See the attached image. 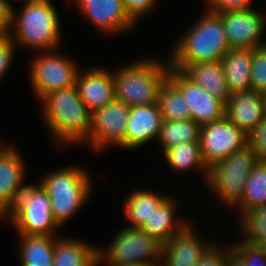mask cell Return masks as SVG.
<instances>
[{
    "mask_svg": "<svg viewBox=\"0 0 266 266\" xmlns=\"http://www.w3.org/2000/svg\"><path fill=\"white\" fill-rule=\"evenodd\" d=\"M230 48H258L266 45L261 38L266 27V18L254 9L218 13Z\"/></svg>",
    "mask_w": 266,
    "mask_h": 266,
    "instance_id": "cell-12",
    "label": "cell"
},
{
    "mask_svg": "<svg viewBox=\"0 0 266 266\" xmlns=\"http://www.w3.org/2000/svg\"><path fill=\"white\" fill-rule=\"evenodd\" d=\"M221 64L231 93L252 89L251 48H230L222 57Z\"/></svg>",
    "mask_w": 266,
    "mask_h": 266,
    "instance_id": "cell-21",
    "label": "cell"
},
{
    "mask_svg": "<svg viewBox=\"0 0 266 266\" xmlns=\"http://www.w3.org/2000/svg\"><path fill=\"white\" fill-rule=\"evenodd\" d=\"M90 180L88 171L82 166L61 168L40 180L48 193L53 219L60 228L88 201L92 188Z\"/></svg>",
    "mask_w": 266,
    "mask_h": 266,
    "instance_id": "cell-5",
    "label": "cell"
},
{
    "mask_svg": "<svg viewBox=\"0 0 266 266\" xmlns=\"http://www.w3.org/2000/svg\"><path fill=\"white\" fill-rule=\"evenodd\" d=\"M266 205V161H259L245 184L242 199L236 204L241 216L250 208Z\"/></svg>",
    "mask_w": 266,
    "mask_h": 266,
    "instance_id": "cell-29",
    "label": "cell"
},
{
    "mask_svg": "<svg viewBox=\"0 0 266 266\" xmlns=\"http://www.w3.org/2000/svg\"><path fill=\"white\" fill-rule=\"evenodd\" d=\"M98 251V265L161 263L162 243L141 228L126 226L114 237L108 248Z\"/></svg>",
    "mask_w": 266,
    "mask_h": 266,
    "instance_id": "cell-7",
    "label": "cell"
},
{
    "mask_svg": "<svg viewBox=\"0 0 266 266\" xmlns=\"http://www.w3.org/2000/svg\"><path fill=\"white\" fill-rule=\"evenodd\" d=\"M56 50L40 51L30 65L29 79L34 93L41 100L57 89L76 85L79 68L65 55ZM40 54V55H39Z\"/></svg>",
    "mask_w": 266,
    "mask_h": 266,
    "instance_id": "cell-9",
    "label": "cell"
},
{
    "mask_svg": "<svg viewBox=\"0 0 266 266\" xmlns=\"http://www.w3.org/2000/svg\"><path fill=\"white\" fill-rule=\"evenodd\" d=\"M170 198L171 196L167 197L154 209L149 221H146L141 227L144 232L155 237L162 244L166 243L173 235L178 234L188 224L177 219L176 204Z\"/></svg>",
    "mask_w": 266,
    "mask_h": 266,
    "instance_id": "cell-23",
    "label": "cell"
},
{
    "mask_svg": "<svg viewBox=\"0 0 266 266\" xmlns=\"http://www.w3.org/2000/svg\"><path fill=\"white\" fill-rule=\"evenodd\" d=\"M14 1H16V0H14ZM17 1H24V3H25V2L30 1V0H17Z\"/></svg>",
    "mask_w": 266,
    "mask_h": 266,
    "instance_id": "cell-43",
    "label": "cell"
},
{
    "mask_svg": "<svg viewBox=\"0 0 266 266\" xmlns=\"http://www.w3.org/2000/svg\"><path fill=\"white\" fill-rule=\"evenodd\" d=\"M201 125L194 120H163L158 140L162 152L172 146L186 142H199Z\"/></svg>",
    "mask_w": 266,
    "mask_h": 266,
    "instance_id": "cell-28",
    "label": "cell"
},
{
    "mask_svg": "<svg viewBox=\"0 0 266 266\" xmlns=\"http://www.w3.org/2000/svg\"><path fill=\"white\" fill-rule=\"evenodd\" d=\"M239 221L245 242L258 245L266 239V205L248 209Z\"/></svg>",
    "mask_w": 266,
    "mask_h": 266,
    "instance_id": "cell-30",
    "label": "cell"
},
{
    "mask_svg": "<svg viewBox=\"0 0 266 266\" xmlns=\"http://www.w3.org/2000/svg\"><path fill=\"white\" fill-rule=\"evenodd\" d=\"M162 155L165 156L168 166L175 172L183 173V171L199 169L200 172L204 171L205 182H207L209 169L204 163L200 142H186L172 146L165 150Z\"/></svg>",
    "mask_w": 266,
    "mask_h": 266,
    "instance_id": "cell-25",
    "label": "cell"
},
{
    "mask_svg": "<svg viewBox=\"0 0 266 266\" xmlns=\"http://www.w3.org/2000/svg\"><path fill=\"white\" fill-rule=\"evenodd\" d=\"M266 114V94L249 89L231 93L225 103V116L247 136Z\"/></svg>",
    "mask_w": 266,
    "mask_h": 266,
    "instance_id": "cell-15",
    "label": "cell"
},
{
    "mask_svg": "<svg viewBox=\"0 0 266 266\" xmlns=\"http://www.w3.org/2000/svg\"><path fill=\"white\" fill-rule=\"evenodd\" d=\"M170 67L180 70L197 86L207 90L212 96L226 103L231 96L228 89L224 69L221 61L195 62L192 64H169Z\"/></svg>",
    "mask_w": 266,
    "mask_h": 266,
    "instance_id": "cell-20",
    "label": "cell"
},
{
    "mask_svg": "<svg viewBox=\"0 0 266 266\" xmlns=\"http://www.w3.org/2000/svg\"><path fill=\"white\" fill-rule=\"evenodd\" d=\"M226 250L213 243L194 266H225Z\"/></svg>",
    "mask_w": 266,
    "mask_h": 266,
    "instance_id": "cell-35",
    "label": "cell"
},
{
    "mask_svg": "<svg viewBox=\"0 0 266 266\" xmlns=\"http://www.w3.org/2000/svg\"><path fill=\"white\" fill-rule=\"evenodd\" d=\"M167 196L158 195L150 191L135 190L129 194L125 200L124 212L129 227L141 228L146 221H149L151 215Z\"/></svg>",
    "mask_w": 266,
    "mask_h": 266,
    "instance_id": "cell-26",
    "label": "cell"
},
{
    "mask_svg": "<svg viewBox=\"0 0 266 266\" xmlns=\"http://www.w3.org/2000/svg\"><path fill=\"white\" fill-rule=\"evenodd\" d=\"M16 45L7 34H0V78L11 67Z\"/></svg>",
    "mask_w": 266,
    "mask_h": 266,
    "instance_id": "cell-34",
    "label": "cell"
},
{
    "mask_svg": "<svg viewBox=\"0 0 266 266\" xmlns=\"http://www.w3.org/2000/svg\"><path fill=\"white\" fill-rule=\"evenodd\" d=\"M199 142L204 163L209 169L245 147L248 136L224 116L220 120L202 125Z\"/></svg>",
    "mask_w": 266,
    "mask_h": 266,
    "instance_id": "cell-10",
    "label": "cell"
},
{
    "mask_svg": "<svg viewBox=\"0 0 266 266\" xmlns=\"http://www.w3.org/2000/svg\"><path fill=\"white\" fill-rule=\"evenodd\" d=\"M187 224L178 234L162 244L160 266H194L214 242H203ZM165 261V262H164Z\"/></svg>",
    "mask_w": 266,
    "mask_h": 266,
    "instance_id": "cell-16",
    "label": "cell"
},
{
    "mask_svg": "<svg viewBox=\"0 0 266 266\" xmlns=\"http://www.w3.org/2000/svg\"><path fill=\"white\" fill-rule=\"evenodd\" d=\"M91 25L106 33H124L136 22L129 16L123 0H73Z\"/></svg>",
    "mask_w": 266,
    "mask_h": 266,
    "instance_id": "cell-14",
    "label": "cell"
},
{
    "mask_svg": "<svg viewBox=\"0 0 266 266\" xmlns=\"http://www.w3.org/2000/svg\"><path fill=\"white\" fill-rule=\"evenodd\" d=\"M168 78L181 90L192 120L202 126L225 116V103L197 86L180 70L170 67Z\"/></svg>",
    "mask_w": 266,
    "mask_h": 266,
    "instance_id": "cell-13",
    "label": "cell"
},
{
    "mask_svg": "<svg viewBox=\"0 0 266 266\" xmlns=\"http://www.w3.org/2000/svg\"><path fill=\"white\" fill-rule=\"evenodd\" d=\"M207 9L222 13L225 11L246 10L251 8L252 0H206Z\"/></svg>",
    "mask_w": 266,
    "mask_h": 266,
    "instance_id": "cell-36",
    "label": "cell"
},
{
    "mask_svg": "<svg viewBox=\"0 0 266 266\" xmlns=\"http://www.w3.org/2000/svg\"><path fill=\"white\" fill-rule=\"evenodd\" d=\"M161 263L154 264H127V265H117V266H160Z\"/></svg>",
    "mask_w": 266,
    "mask_h": 266,
    "instance_id": "cell-40",
    "label": "cell"
},
{
    "mask_svg": "<svg viewBox=\"0 0 266 266\" xmlns=\"http://www.w3.org/2000/svg\"><path fill=\"white\" fill-rule=\"evenodd\" d=\"M129 16L138 22L139 18L146 15L157 3V0H123Z\"/></svg>",
    "mask_w": 266,
    "mask_h": 266,
    "instance_id": "cell-37",
    "label": "cell"
},
{
    "mask_svg": "<svg viewBox=\"0 0 266 266\" xmlns=\"http://www.w3.org/2000/svg\"><path fill=\"white\" fill-rule=\"evenodd\" d=\"M176 43L169 64L221 61L230 49L221 16L207 9Z\"/></svg>",
    "mask_w": 266,
    "mask_h": 266,
    "instance_id": "cell-3",
    "label": "cell"
},
{
    "mask_svg": "<svg viewBox=\"0 0 266 266\" xmlns=\"http://www.w3.org/2000/svg\"><path fill=\"white\" fill-rule=\"evenodd\" d=\"M5 217L10 218L18 234L55 236L59 227L52 216L48 193L40 183L26 185Z\"/></svg>",
    "mask_w": 266,
    "mask_h": 266,
    "instance_id": "cell-8",
    "label": "cell"
},
{
    "mask_svg": "<svg viewBox=\"0 0 266 266\" xmlns=\"http://www.w3.org/2000/svg\"><path fill=\"white\" fill-rule=\"evenodd\" d=\"M76 86L80 98L91 113L105 107L115 99L113 72L103 67L79 70Z\"/></svg>",
    "mask_w": 266,
    "mask_h": 266,
    "instance_id": "cell-18",
    "label": "cell"
},
{
    "mask_svg": "<svg viewBox=\"0 0 266 266\" xmlns=\"http://www.w3.org/2000/svg\"><path fill=\"white\" fill-rule=\"evenodd\" d=\"M228 246L226 250L225 266H244L243 261L231 250L230 245Z\"/></svg>",
    "mask_w": 266,
    "mask_h": 266,
    "instance_id": "cell-39",
    "label": "cell"
},
{
    "mask_svg": "<svg viewBox=\"0 0 266 266\" xmlns=\"http://www.w3.org/2000/svg\"><path fill=\"white\" fill-rule=\"evenodd\" d=\"M3 143V144H2ZM8 146V144L6 145V143L4 144V142L0 141V154L1 152Z\"/></svg>",
    "mask_w": 266,
    "mask_h": 266,
    "instance_id": "cell-42",
    "label": "cell"
},
{
    "mask_svg": "<svg viewBox=\"0 0 266 266\" xmlns=\"http://www.w3.org/2000/svg\"><path fill=\"white\" fill-rule=\"evenodd\" d=\"M252 89L266 94V45L252 49Z\"/></svg>",
    "mask_w": 266,
    "mask_h": 266,
    "instance_id": "cell-31",
    "label": "cell"
},
{
    "mask_svg": "<svg viewBox=\"0 0 266 266\" xmlns=\"http://www.w3.org/2000/svg\"><path fill=\"white\" fill-rule=\"evenodd\" d=\"M243 241V242H242ZM231 244V250L243 261L244 266H266V253L257 245L244 240Z\"/></svg>",
    "mask_w": 266,
    "mask_h": 266,
    "instance_id": "cell-32",
    "label": "cell"
},
{
    "mask_svg": "<svg viewBox=\"0 0 266 266\" xmlns=\"http://www.w3.org/2000/svg\"><path fill=\"white\" fill-rule=\"evenodd\" d=\"M60 28L58 11L51 0H30L23 4L19 13L16 14L14 8L13 31L7 35L15 45L38 52L51 51L59 47Z\"/></svg>",
    "mask_w": 266,
    "mask_h": 266,
    "instance_id": "cell-2",
    "label": "cell"
},
{
    "mask_svg": "<svg viewBox=\"0 0 266 266\" xmlns=\"http://www.w3.org/2000/svg\"><path fill=\"white\" fill-rule=\"evenodd\" d=\"M77 239L55 240L53 266H98V246Z\"/></svg>",
    "mask_w": 266,
    "mask_h": 266,
    "instance_id": "cell-22",
    "label": "cell"
},
{
    "mask_svg": "<svg viewBox=\"0 0 266 266\" xmlns=\"http://www.w3.org/2000/svg\"><path fill=\"white\" fill-rule=\"evenodd\" d=\"M18 150L10 145L0 154V217H5L17 203L26 185L24 162Z\"/></svg>",
    "mask_w": 266,
    "mask_h": 266,
    "instance_id": "cell-17",
    "label": "cell"
},
{
    "mask_svg": "<svg viewBox=\"0 0 266 266\" xmlns=\"http://www.w3.org/2000/svg\"><path fill=\"white\" fill-rule=\"evenodd\" d=\"M258 162L253 148L247 144L209 168L207 186L228 208L234 207L242 199L250 171Z\"/></svg>",
    "mask_w": 266,
    "mask_h": 266,
    "instance_id": "cell-6",
    "label": "cell"
},
{
    "mask_svg": "<svg viewBox=\"0 0 266 266\" xmlns=\"http://www.w3.org/2000/svg\"><path fill=\"white\" fill-rule=\"evenodd\" d=\"M158 104L163 120H190L191 113L181 90L167 77L159 89Z\"/></svg>",
    "mask_w": 266,
    "mask_h": 266,
    "instance_id": "cell-27",
    "label": "cell"
},
{
    "mask_svg": "<svg viewBox=\"0 0 266 266\" xmlns=\"http://www.w3.org/2000/svg\"><path fill=\"white\" fill-rule=\"evenodd\" d=\"M263 252L266 253V239L261 241L258 245H257Z\"/></svg>",
    "mask_w": 266,
    "mask_h": 266,
    "instance_id": "cell-41",
    "label": "cell"
},
{
    "mask_svg": "<svg viewBox=\"0 0 266 266\" xmlns=\"http://www.w3.org/2000/svg\"><path fill=\"white\" fill-rule=\"evenodd\" d=\"M41 102L45 125L56 143L87 142L92 113L80 98L76 85L50 92Z\"/></svg>",
    "mask_w": 266,
    "mask_h": 266,
    "instance_id": "cell-1",
    "label": "cell"
},
{
    "mask_svg": "<svg viewBox=\"0 0 266 266\" xmlns=\"http://www.w3.org/2000/svg\"><path fill=\"white\" fill-rule=\"evenodd\" d=\"M169 70V61L161 63L153 57L120 67L113 72L115 99L130 107L158 103L159 89Z\"/></svg>",
    "mask_w": 266,
    "mask_h": 266,
    "instance_id": "cell-4",
    "label": "cell"
},
{
    "mask_svg": "<svg viewBox=\"0 0 266 266\" xmlns=\"http://www.w3.org/2000/svg\"><path fill=\"white\" fill-rule=\"evenodd\" d=\"M248 144L253 148L259 161H266V114L248 135Z\"/></svg>",
    "mask_w": 266,
    "mask_h": 266,
    "instance_id": "cell-33",
    "label": "cell"
},
{
    "mask_svg": "<svg viewBox=\"0 0 266 266\" xmlns=\"http://www.w3.org/2000/svg\"><path fill=\"white\" fill-rule=\"evenodd\" d=\"M163 118L158 103L131 107L122 149H135L158 138Z\"/></svg>",
    "mask_w": 266,
    "mask_h": 266,
    "instance_id": "cell-19",
    "label": "cell"
},
{
    "mask_svg": "<svg viewBox=\"0 0 266 266\" xmlns=\"http://www.w3.org/2000/svg\"><path fill=\"white\" fill-rule=\"evenodd\" d=\"M20 237L21 266H53L56 236L26 235Z\"/></svg>",
    "mask_w": 266,
    "mask_h": 266,
    "instance_id": "cell-24",
    "label": "cell"
},
{
    "mask_svg": "<svg viewBox=\"0 0 266 266\" xmlns=\"http://www.w3.org/2000/svg\"><path fill=\"white\" fill-rule=\"evenodd\" d=\"M131 107L114 99L105 107L92 113L91 130L88 142L91 148L103 150L106 147L125 144L126 124L130 117Z\"/></svg>",
    "mask_w": 266,
    "mask_h": 266,
    "instance_id": "cell-11",
    "label": "cell"
},
{
    "mask_svg": "<svg viewBox=\"0 0 266 266\" xmlns=\"http://www.w3.org/2000/svg\"><path fill=\"white\" fill-rule=\"evenodd\" d=\"M14 7L8 0H0V34H9L13 22Z\"/></svg>",
    "mask_w": 266,
    "mask_h": 266,
    "instance_id": "cell-38",
    "label": "cell"
}]
</instances>
